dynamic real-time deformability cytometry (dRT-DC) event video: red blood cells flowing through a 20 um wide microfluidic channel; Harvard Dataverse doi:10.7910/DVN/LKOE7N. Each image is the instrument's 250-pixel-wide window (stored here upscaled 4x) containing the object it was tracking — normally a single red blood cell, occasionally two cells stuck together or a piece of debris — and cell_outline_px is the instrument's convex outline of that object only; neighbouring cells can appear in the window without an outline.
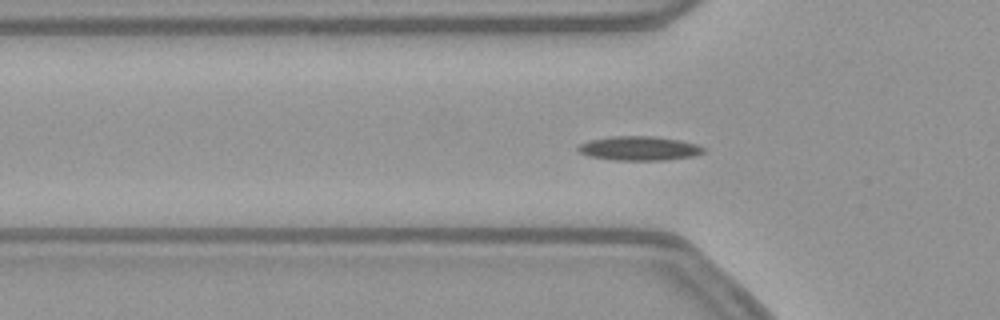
{"species": "common noctule bat (a hibernating species)", "species_latin": "Nyctalus noctula", "temperature_condition": "warm", "stored_images_in_passage": 55, "camera_frame_rate_fps": 3000, "um_per_image_px": 0.085, "animal": {"sex": "female", "body_mass_g": 21.9}, "frame": {"image": 1, "passage_image": 17, "time_ms": 5.333, "image_size_px": [1000, 320], "cell_outline_px": [[704, 152], [692, 156], [664, 160], [616, 160], [588, 156], [580, 152], [576, 148], [580, 144], [588, 140], [612, 136], [652, 136], [676, 140], [696, 144], [704, 148]], "centroid_in_image_um": [54.28, 12.61], "position_along_channel_um": 71.5, "area_um2": 17.46}}
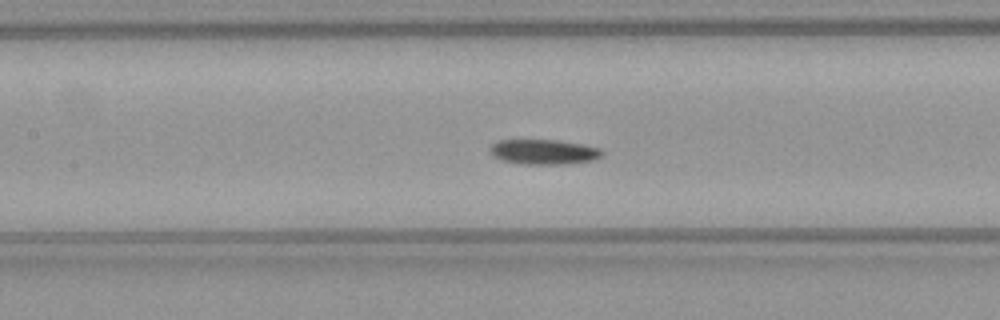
{"frame": {"image": 2, "passage_image": 24, "time_ms": 7.667, "image_size_px": [1000, 320], "cell_outline_px": [[604, 156], [592, 160], [568, 164], [524, 164], [500, 160], [492, 156], [492, 144], [500, 140], [556, 140], [580, 144], [600, 148], [604, 152]], "centroid_in_image_um": [46.26, 12.92], "position_along_channel_um": 161.1, "area_um2": 16.24}}
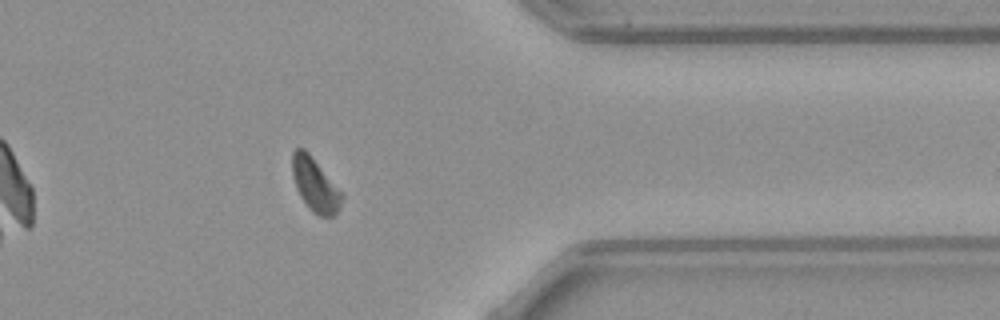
{"frame": {"image": 3, "passage_image": 43, "time_ms": 14.0, "image_size_px": [1000, 320], "cell_outline_px": [[344, 196], [340, 208], [332, 216], [320, 216], [312, 212], [308, 208], [300, 196], [296, 188], [292, 176], [292, 152], [296, 148], [304, 148], [308, 152], [344, 192]], "centroid_in_image_um": [26.8, 15.7], "position_along_channel_um": 384.6, "area_um2": 15.78}}